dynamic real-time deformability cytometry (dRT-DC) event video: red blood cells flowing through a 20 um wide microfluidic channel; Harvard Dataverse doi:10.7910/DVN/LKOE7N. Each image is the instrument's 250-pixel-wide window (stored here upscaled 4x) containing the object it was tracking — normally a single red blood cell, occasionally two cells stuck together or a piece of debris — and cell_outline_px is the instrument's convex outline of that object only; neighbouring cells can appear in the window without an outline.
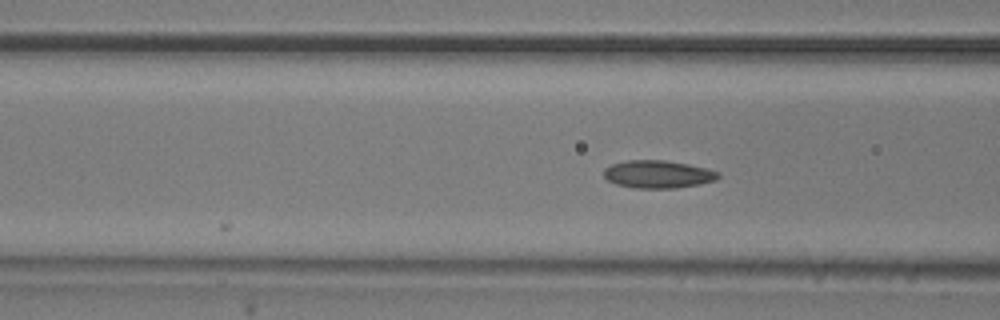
{"species": "common noctule bat (a hibernating species)", "species_latin": "Nyctalus noctula", "temperature_condition": "room temperature", "stored_images_in_passage": 6, "camera_frame_rate_fps": 3000, "um_per_image_px": 0.085, "animal": {"sex": "male", "body_mass_g": 20.5, "forearm_length_mm": 52.5}, "frame": {"image": 1, "passage_image": 5, "time_ms": 4.667, "image_size_px": [1000, 320], "cell_outline_px": [[720, 176], [716, 180], [700, 184], [676, 188], [636, 188], [616, 184], [608, 180], [604, 176], [604, 168], [612, 164], [628, 160], [664, 160], [688, 164], [720, 172]], "centroid_in_image_um": [55.93, 14.81], "position_along_channel_um": 110.7, "area_um2": 18.44}}